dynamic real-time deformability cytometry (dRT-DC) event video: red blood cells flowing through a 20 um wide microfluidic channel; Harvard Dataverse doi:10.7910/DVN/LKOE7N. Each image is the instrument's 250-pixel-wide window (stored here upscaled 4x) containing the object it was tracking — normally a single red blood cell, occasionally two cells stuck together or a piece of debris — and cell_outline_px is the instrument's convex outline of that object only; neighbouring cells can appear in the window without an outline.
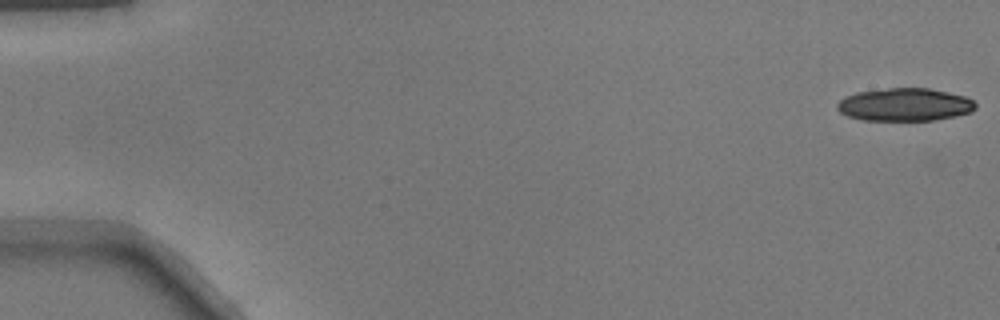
{"species": "common noctule bat (a hibernating species)", "species_latin": "Nyctalus noctula", "temperature_condition": "warm", "stored_images_in_passage": 16, "camera_frame_rate_fps": 3000, "um_per_image_px": 0.085, "animal": {"sex": "male", "body_mass_g": 17.9}, "frame": {"image": 1, "passage_image": 1, "time_ms": 0.0, "image_size_px": [1000, 320], "cell_outline_px": [[976, 108], [972, 112], [956, 116], [932, 120], [864, 120], [848, 116], [840, 112], [836, 108], [836, 104], [844, 96], [856, 92], [888, 88], [928, 88], [948, 92], [964, 96], [972, 100], [976, 104]], "centroid_in_image_um": [76.89, 8.89], "position_along_channel_um": 8.1, "area_um2": 26.53}}
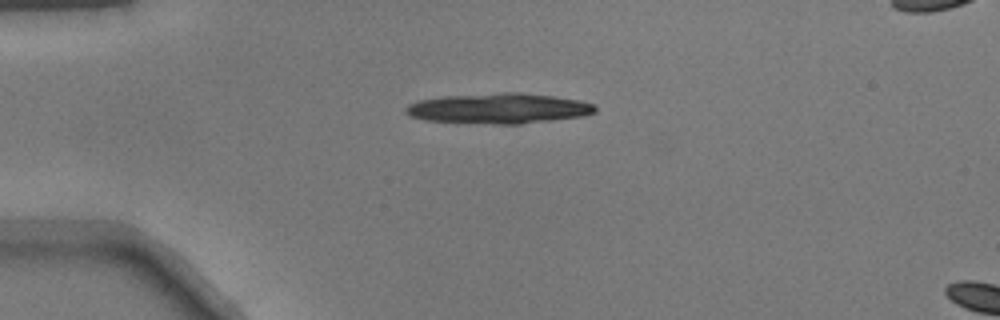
{"frame": {"image": 2, "passage_image": 13, "time_ms": 4.0, "image_size_px": [1000, 320], "cell_outline_px": [[596, 112], [584, 116], [520, 124], [492, 124], [424, 120], [408, 116], [404, 112], [404, 108], [408, 104], [420, 100], [444, 96], [500, 92], [520, 92], [552, 96], [580, 100], [596, 104]], "centroid_in_image_um": [42.39, 9.21], "position_along_channel_um": 42.6, "area_um2": 33.76}}